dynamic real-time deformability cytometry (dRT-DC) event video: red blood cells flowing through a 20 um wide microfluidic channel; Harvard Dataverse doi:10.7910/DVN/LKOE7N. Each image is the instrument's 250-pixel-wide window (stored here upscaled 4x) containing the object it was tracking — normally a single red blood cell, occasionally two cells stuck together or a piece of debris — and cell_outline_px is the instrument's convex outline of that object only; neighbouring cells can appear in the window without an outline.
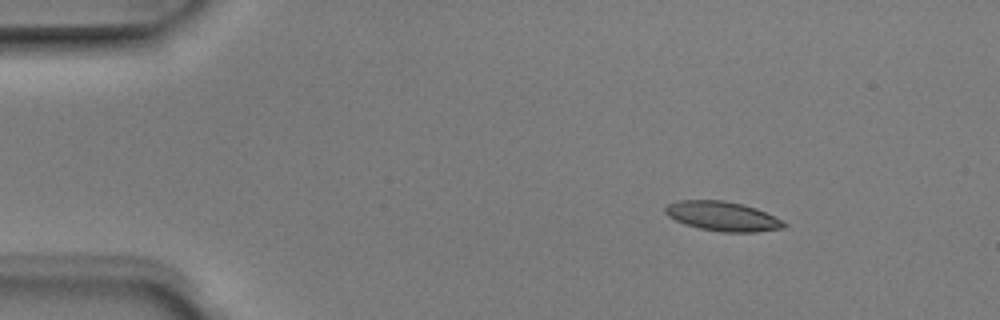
{"species": "Egyptian fruit bat (a non-hibernating species)", "species_latin": "Rousettus aegyptiacus", "temperature_condition": "room temperature", "stored_images_in_passage": 5, "segment_of_instrument_passage": [1, 2], "camera_frame_rate_fps": 3000, "um_per_image_px": 0.085, "animal": {"sex": "male"}, "frame": {"image": 1, "passage_image": 2, "time_ms": 0.333, "image_size_px": [1000, 320], "cell_outline_px": [[788, 224], [784, 228], [756, 232], [720, 232], [700, 228], [684, 224], [668, 216], [664, 212], [664, 208], [668, 204], [676, 200], [724, 200], [744, 204], [756, 208], [784, 220]], "centroid_in_image_um": [61.44, 18.38], "position_along_channel_um": 23.6, "area_um2": 20.63}}